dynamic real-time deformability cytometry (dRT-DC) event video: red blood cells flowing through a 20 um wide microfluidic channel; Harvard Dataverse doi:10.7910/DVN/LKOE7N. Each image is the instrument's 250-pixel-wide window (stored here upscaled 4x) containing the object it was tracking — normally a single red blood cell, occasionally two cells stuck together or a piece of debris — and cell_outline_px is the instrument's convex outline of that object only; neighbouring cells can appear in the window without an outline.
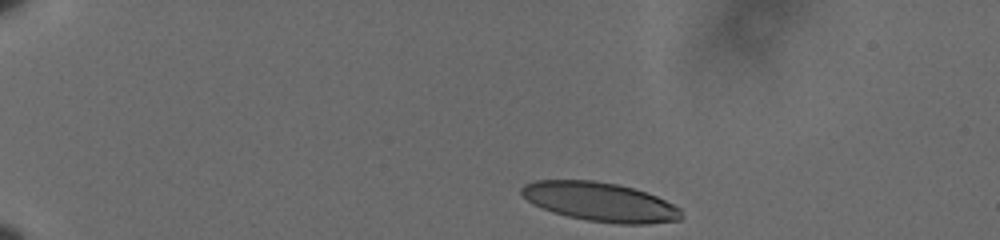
{"species": "human", "species_latin": "Homo sapiens", "temperature_condition": "cold", "stored_images_in_passage": 44, "camera_frame_rate_fps": 3000, "um_per_image_px": 0.085, "donor": {"sex": "male"}, "frame": {"image": 1, "passage_image": 1, "time_ms": 0.0, "image_size_px": [1000, 240], "cell_outline_px": [[684, 216], [680, 220], [648, 224], [620, 224], [588, 220], [568, 216], [552, 212], [532, 204], [520, 192], [520, 188], [524, 184], [536, 180], [592, 180], [616, 184], [632, 188], [656, 196], [680, 208]], "centroid_in_image_um": [51.0, 17.16], "position_along_channel_um": 34.0, "area_um2": 36.24}}
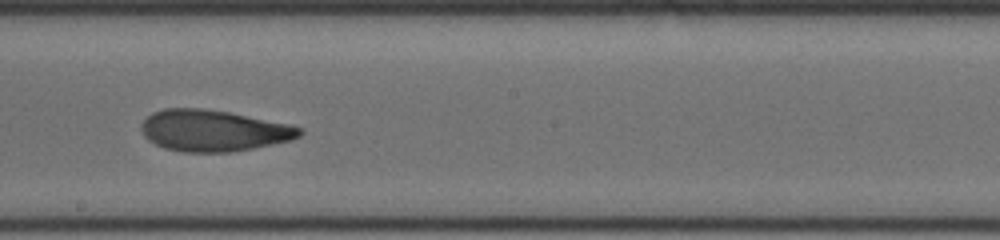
{"frame": {"image": 2, "passage_image": 25, "time_ms": 8.0, "image_size_px": [1000, 240], "cell_outline_px": [[304, 132], [300, 136], [292, 140], [232, 152], [184, 152], [164, 148], [148, 140], [144, 136], [140, 128], [140, 124], [152, 112], [164, 108], [204, 108], [228, 112], [288, 124], [300, 128]], "centroid_in_image_um": [18.1, 11.1], "position_along_channel_um": 230.1, "area_um2": 38.09}}
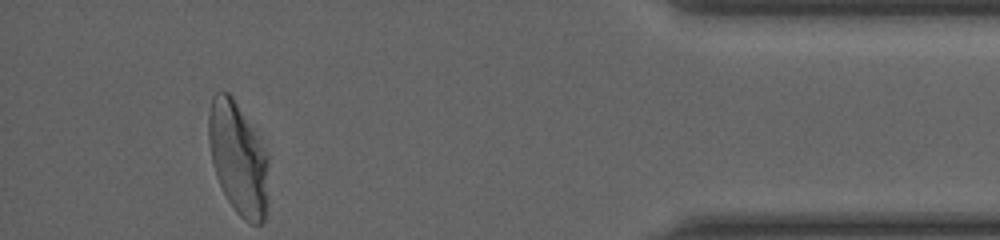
{"frame": {"image": 3, "passage_image": 44, "time_ms": 14.333, "image_size_px": [1000, 240], "cell_outline_px": [[268, 160], [264, 220], [260, 224], [252, 224], [244, 220], [236, 212], [228, 200], [216, 176], [212, 164], [208, 140], [208, 116], [212, 96], [216, 92], [228, 92], [232, 96]], "centroid_in_image_um": [20.17, 13.48], "position_along_channel_um": 415.0, "area_um2": 37.92}, "authors_computed_cell_mechanics": {"area_um2": 37.9168, "velocity_mm_per_s": 3.5975, "shape_relaxation_time_tau1_ms": 8.6676, "shape_relaxation_time_tau2_ms": 1.8888, "deformation_change_tau1": 0.2662, "deformation_change_tau2": 0.088}}